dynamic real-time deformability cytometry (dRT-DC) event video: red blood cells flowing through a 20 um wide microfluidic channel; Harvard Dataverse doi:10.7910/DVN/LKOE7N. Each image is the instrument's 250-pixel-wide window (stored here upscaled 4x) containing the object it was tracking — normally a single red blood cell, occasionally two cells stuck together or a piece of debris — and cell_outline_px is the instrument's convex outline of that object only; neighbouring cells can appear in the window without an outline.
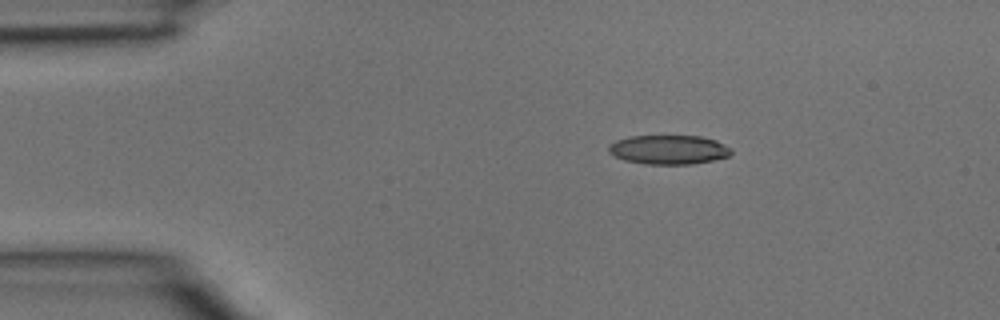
{"species": "common noctule bat (a hibernating species)", "species_latin": "Nyctalus noctula", "temperature_condition": "room temperature", "stored_images_in_passage": 2, "camera_frame_rate_fps": 3000, "um_per_image_px": 0.085, "animal": {"sex": "male", "body_mass_g": 15.6}, "frame": {"image": 1, "passage_image": 1, "time_ms": 0.0, "image_size_px": [1000, 320], "cell_outline_px": [[732, 152], [728, 156], [712, 160], [692, 164], [644, 164], [624, 160], [608, 152], [608, 144], [616, 140], [628, 136], [700, 136], [716, 140], [732, 148]], "centroid_in_image_um": [56.82, 12.72], "position_along_channel_um": 28.2, "area_um2": 20.92}}